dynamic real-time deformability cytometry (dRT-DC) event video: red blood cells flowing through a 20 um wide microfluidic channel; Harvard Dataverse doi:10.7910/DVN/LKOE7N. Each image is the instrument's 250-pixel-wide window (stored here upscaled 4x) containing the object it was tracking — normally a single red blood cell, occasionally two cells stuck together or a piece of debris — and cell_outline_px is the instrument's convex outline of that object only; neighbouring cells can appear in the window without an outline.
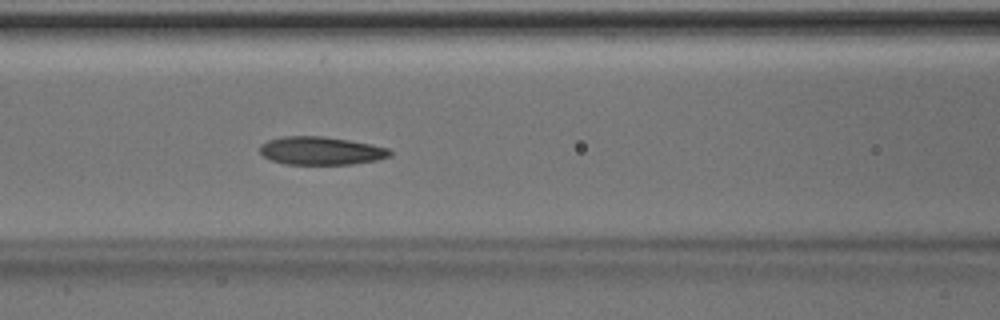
{"species": "Egyptian fruit bat (a non-hibernating species)", "species_latin": "Rousettus aegyptiacus", "temperature_condition": "room temperature", "stored_images_in_passage": 49, "camera_frame_rate_fps": 3000, "um_per_image_px": 0.085, "animal": {"sex": "male"}, "frame": {"image": 1, "passage_image": 20, "time_ms": 6.333, "image_size_px": [1000, 320], "cell_outline_px": [[392, 156], [376, 160], [352, 164], [284, 164], [272, 160], [264, 156], [260, 152], [260, 144], [268, 140], [284, 136], [324, 136], [372, 144], [388, 148], [392, 152]], "centroid_in_image_um": [27.29, 12.81], "position_along_channel_um": 139.3, "area_um2": 21.33}}
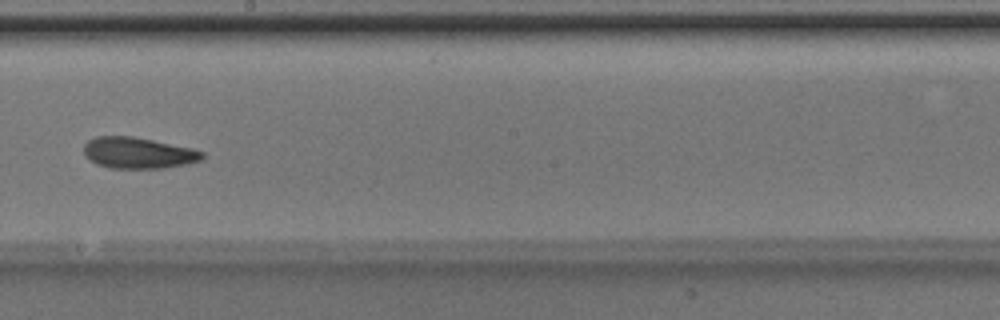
{"frame": {"image": 2, "passage_image": 27, "time_ms": 8.667, "image_size_px": [1000, 320], "cell_outline_px": [[204, 156], [200, 160], [188, 164], [164, 168], [108, 168], [96, 164], [84, 156], [84, 144], [88, 140], [96, 136], [132, 136], [192, 148], [204, 152]], "centroid_in_image_um": [11.72, 13.0], "position_along_channel_um": 236.5, "area_um2": 21.62}}
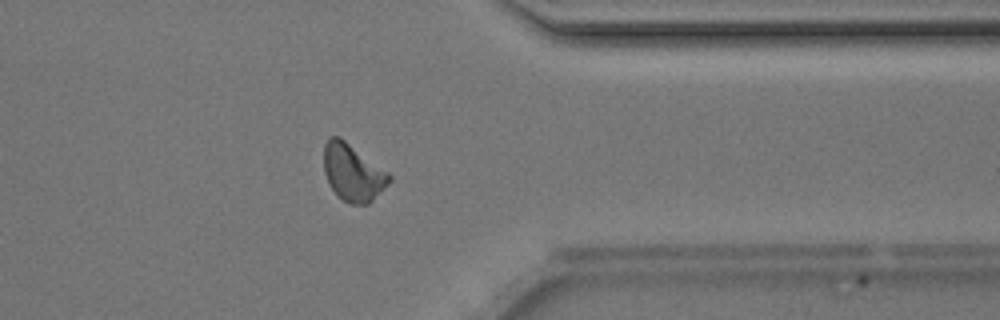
{"frame": {"image": 3, "passage_image": 38, "time_ms": 12.333, "image_size_px": [1000, 320], "cell_outline_px": [[392, 180], [368, 204], [348, 204], [328, 184], [324, 172], [324, 144], [332, 136], [340, 136], [388, 172], [392, 176]], "centroid_in_image_um": [29.99, 14.65], "position_along_channel_um": 381.4, "area_um2": 21.56}, "authors_computed_cell_mechanics": {"area_um2": 21.675, "velocity_mm_per_s": 4.1754, "shape_relaxation_time_tau1_ms": 3.7963, "shape_relaxation_time_tau2_ms": 3.3526, "deformation_change_tau1": 0.1123, "deformation_change_tau2": 0.1004}}